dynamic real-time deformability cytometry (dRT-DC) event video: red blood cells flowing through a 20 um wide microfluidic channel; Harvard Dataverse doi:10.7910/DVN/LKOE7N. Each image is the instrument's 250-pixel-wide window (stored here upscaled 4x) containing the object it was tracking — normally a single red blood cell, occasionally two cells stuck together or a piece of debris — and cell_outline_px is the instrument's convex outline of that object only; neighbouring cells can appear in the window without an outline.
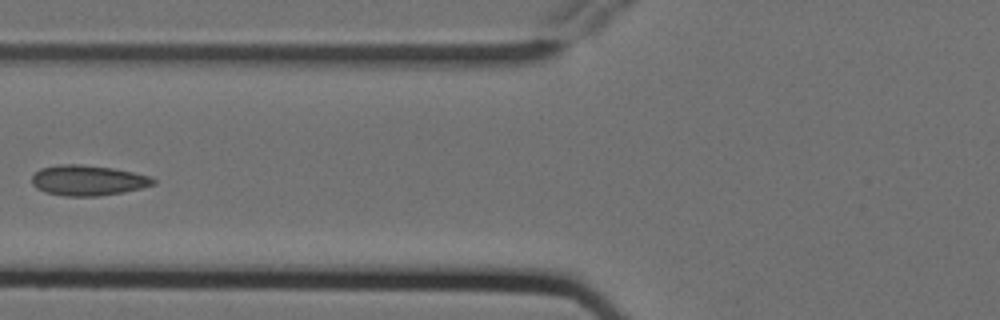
{"species": "Egyptian fruit bat (a non-hibernating species)", "species_latin": "Rousettus aegyptiacus", "temperature_condition": "cold", "stored_images_in_passage": 9, "camera_frame_rate_fps": 3000, "um_per_image_px": 0.085, "animal": {"sex": "female"}, "frame": {"image": 1, "passage_image": 7, "time_ms": 2.0, "image_size_px": [1000, 320], "cell_outline_px": [[156, 184], [124, 192], [100, 196], [64, 196], [44, 192], [36, 188], [32, 184], [32, 176], [40, 168], [60, 164], [80, 164], [112, 168], [132, 172], [148, 176], [156, 180]], "centroid_in_image_um": [7.45, 15.34], "position_along_channel_um": 118.4, "area_um2": 21.5}}
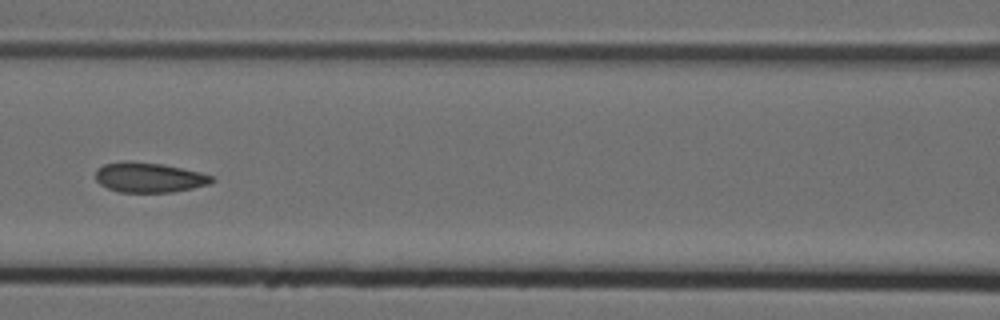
{"frame": {"image": 2, "passage_image": 8, "time_ms": 2.333, "image_size_px": [1000, 320], "cell_outline_px": [[216, 180], [208, 184], [192, 188], [172, 192], [116, 192], [100, 184], [96, 180], [96, 168], [104, 164], [124, 160], [164, 164], [200, 172], [212, 176]], "centroid_in_image_um": [12.64, 15.07], "position_along_channel_um": 154.0, "area_um2": 20.4}}
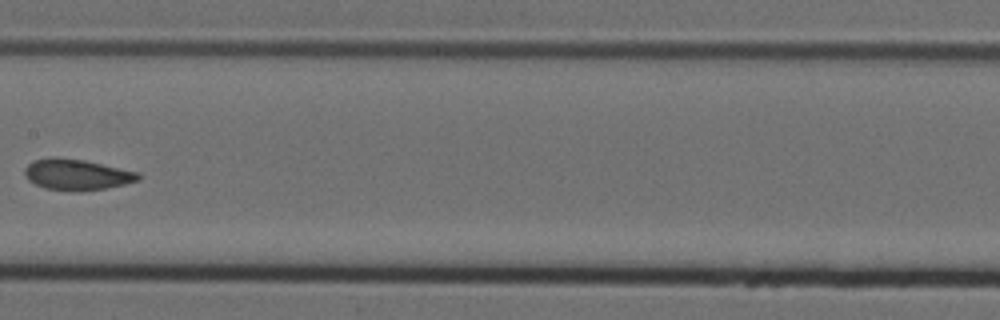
{"frame": {"image": 3, "passage_image": 9, "time_ms": 2.667, "image_size_px": [1000, 320], "cell_outline_px": [[140, 180], [124, 184], [104, 188], [80, 192], [44, 188], [28, 180], [24, 172], [24, 168], [32, 160], [48, 156], [56, 156], [84, 160], [140, 172]], "centroid_in_image_um": [6.5, 14.82], "position_along_channel_um": 200.9, "area_um2": 20.75}}